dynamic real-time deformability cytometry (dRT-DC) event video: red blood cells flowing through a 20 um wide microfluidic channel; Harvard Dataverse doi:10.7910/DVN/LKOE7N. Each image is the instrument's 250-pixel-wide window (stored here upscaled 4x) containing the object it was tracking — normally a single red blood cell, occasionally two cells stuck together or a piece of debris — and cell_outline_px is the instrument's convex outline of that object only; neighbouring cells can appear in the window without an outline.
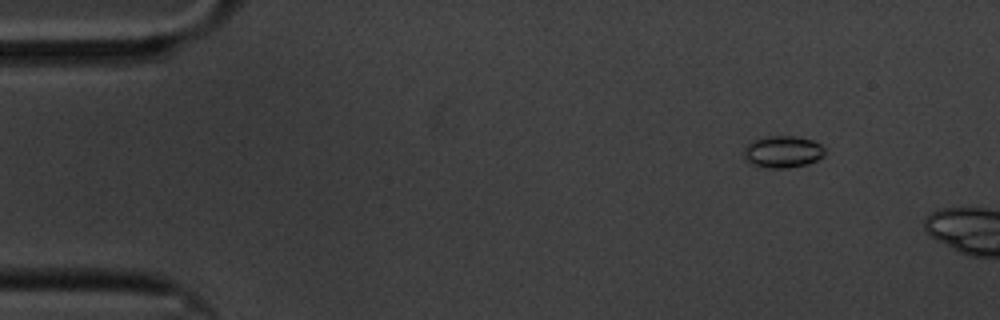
{"species": "common noctule bat (a hibernating species)", "species_latin": "Nyctalus noctula", "temperature_condition": "cold", "stored_images_in_passage": 15, "camera_frame_rate_fps": 3000, "um_per_image_px": 0.085, "animal": {"sex": "male", "body_mass_g": 20.1, "forearm_length_mm": 53.5}, "frame": {"image": 1, "passage_image": 7, "time_ms": 2.0, "image_size_px": [1000, 320], "cell_outline_px": [[824, 156], [808, 164], [788, 168], [768, 168], [752, 164], [744, 160], [744, 148], [752, 140], [768, 136], [796, 136], [812, 140], [820, 144], [824, 148]], "centroid_in_image_um": [66.52, 12.9], "position_along_channel_um": 18.5, "area_um2": 15.14}}